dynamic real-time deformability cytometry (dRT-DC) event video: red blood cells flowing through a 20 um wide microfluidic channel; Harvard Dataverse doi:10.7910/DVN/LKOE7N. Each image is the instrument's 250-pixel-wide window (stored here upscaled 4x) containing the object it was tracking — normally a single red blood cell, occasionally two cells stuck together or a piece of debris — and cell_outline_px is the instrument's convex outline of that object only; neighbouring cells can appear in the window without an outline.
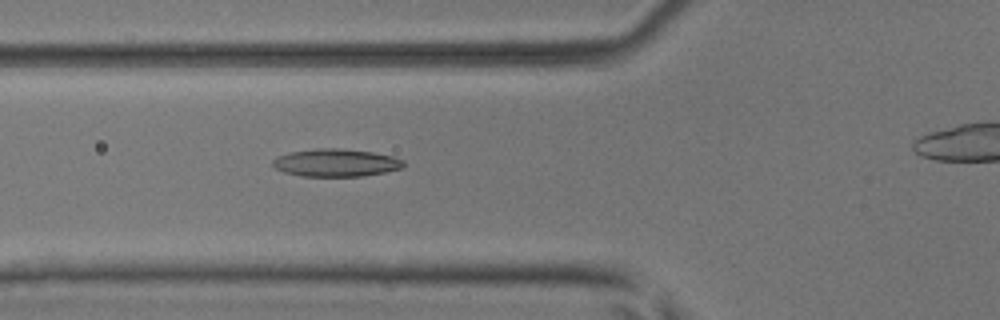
{"species": "common noctule bat (a hibernating species)", "species_latin": "Nyctalus noctula", "temperature_condition": "room temperature", "stored_images_in_passage": 4, "camera_frame_rate_fps": 3000, "um_per_image_px": 0.085, "animal": {"sex": "male", "body_mass_g": 17.9, "forearm_length_mm": 54.2}, "frame": {"image": 1, "passage_image": 3, "time_ms": 0.667, "image_size_px": [1000, 320], "cell_outline_px": [[404, 168], [364, 176], [300, 176], [284, 172], [276, 168], [272, 164], [272, 160], [276, 156], [292, 152], [316, 148], [336, 148], [372, 152], [392, 156], [404, 160]], "centroid_in_image_um": [28.55, 13.83], "position_along_channel_um": 97.2, "area_um2": 21.1}}